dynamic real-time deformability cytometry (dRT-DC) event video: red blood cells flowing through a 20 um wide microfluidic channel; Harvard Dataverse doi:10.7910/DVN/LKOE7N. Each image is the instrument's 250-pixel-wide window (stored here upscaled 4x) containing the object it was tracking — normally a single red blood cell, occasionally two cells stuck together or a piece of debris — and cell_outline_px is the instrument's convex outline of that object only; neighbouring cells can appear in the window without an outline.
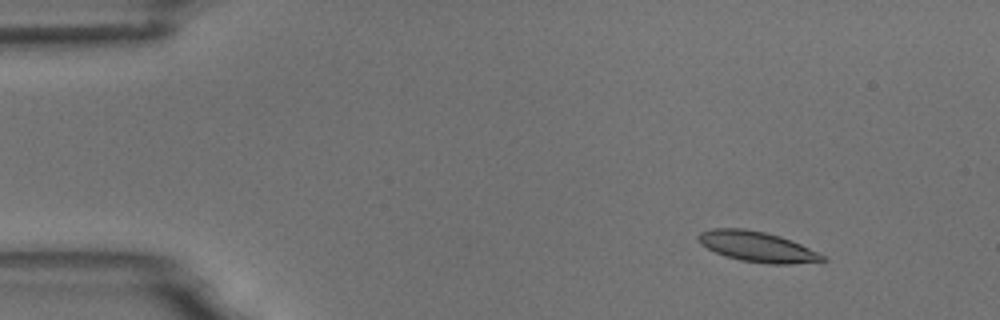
{"species": "common noctule bat (a hibernating species)", "species_latin": "Nyctalus noctula", "temperature_condition": "room temperature", "stored_images_in_passage": 5, "camera_frame_rate_fps": 3000, "um_per_image_px": 0.085, "animal": {"sex": "male", "body_mass_g": 18.8}, "frame": {"image": 1, "passage_image": 1, "time_ms": 0.0, "image_size_px": [1000, 320], "cell_outline_px": [[828, 260], [792, 264], [768, 264], [740, 260], [724, 256], [700, 244], [696, 236], [700, 232], [712, 228], [744, 228], [764, 232], [780, 236], [800, 244], [828, 256]], "centroid_in_image_um": [64.37, 20.97], "position_along_channel_um": 20.6, "area_um2": 22.08}}
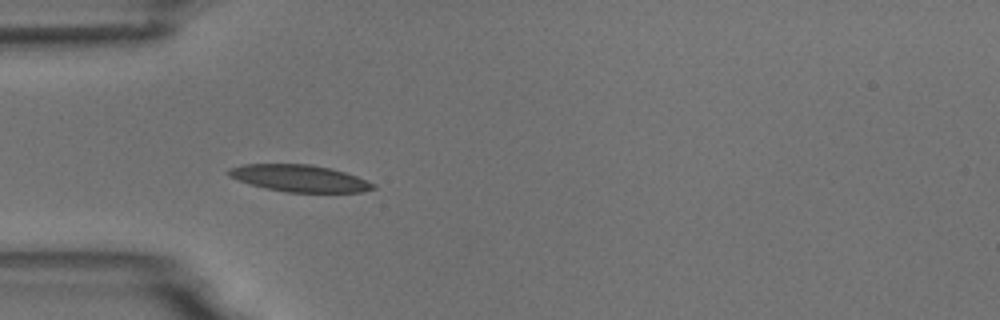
{"frame": {"image": 2, "passage_image": 4, "time_ms": 3.333, "image_size_px": [1000, 320], "cell_outline_px": [[376, 188], [364, 192], [288, 192], [264, 188], [228, 176], [224, 172], [228, 168], [244, 164], [312, 164], [332, 168], [356, 176], [376, 184]], "centroid_in_image_um": [25.46, 15.15], "position_along_channel_um": 59.5, "area_um2": 22.72}}